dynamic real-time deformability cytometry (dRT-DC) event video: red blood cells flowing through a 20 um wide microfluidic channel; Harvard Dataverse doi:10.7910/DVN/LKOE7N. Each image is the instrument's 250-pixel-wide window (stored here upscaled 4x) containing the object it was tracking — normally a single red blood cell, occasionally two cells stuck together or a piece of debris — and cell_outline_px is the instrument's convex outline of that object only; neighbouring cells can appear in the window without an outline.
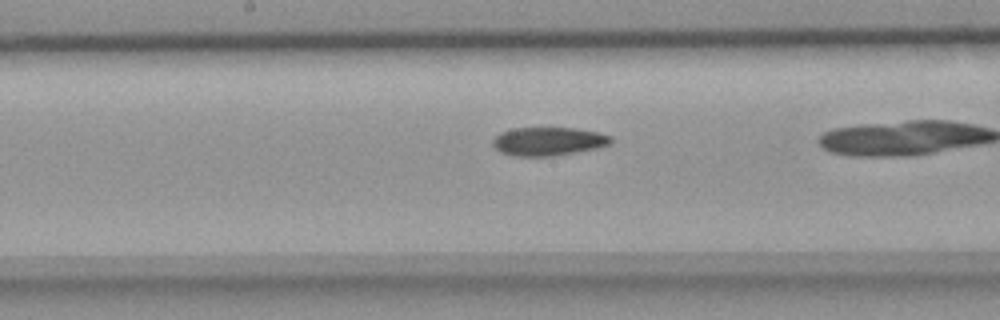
{"species": "common noctule bat (a hibernating species)", "species_latin": "Nyctalus noctula", "temperature_condition": "room temperature", "stored_images_in_passage": 34, "camera_frame_rate_fps": 3000, "um_per_image_px": 0.085, "animal": {"sex": "female", "body_mass_g": 18.4}, "frame": {"image": 1, "passage_image": 22, "time_ms": 7.0, "image_size_px": [1000, 320], "cell_outline_px": [[612, 140], [608, 144], [596, 148], [552, 156], [512, 156], [500, 152], [492, 144], [492, 140], [500, 132], [512, 128], [576, 128], [596, 132], [612, 136]], "centroid_in_image_um": [46.56, 12.01], "position_along_channel_um": 201.6, "area_um2": 19.48}}